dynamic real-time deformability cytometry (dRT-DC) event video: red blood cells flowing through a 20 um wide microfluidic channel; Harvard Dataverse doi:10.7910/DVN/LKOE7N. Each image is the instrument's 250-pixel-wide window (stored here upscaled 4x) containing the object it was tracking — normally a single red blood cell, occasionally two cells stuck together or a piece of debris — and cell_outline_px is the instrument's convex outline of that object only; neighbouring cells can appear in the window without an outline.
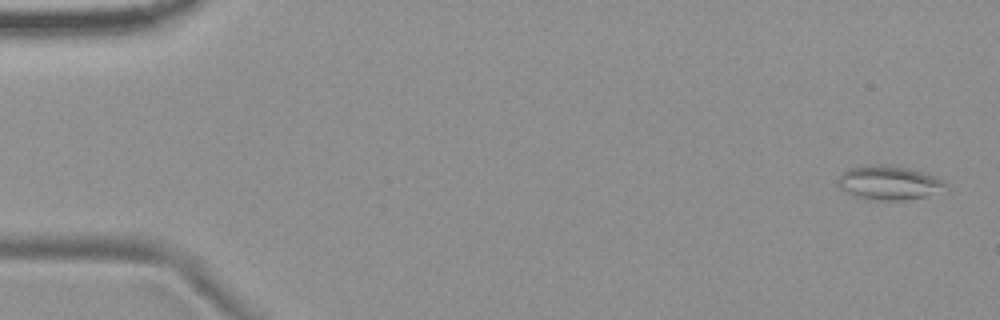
{"species": "common noctule bat (a hibernating species)", "species_latin": "Nyctalus noctula", "temperature_condition": "room temperature", "stored_images_in_passage": 55, "camera_frame_rate_fps": 3000, "um_per_image_px": 0.085, "animal": {"sex": "female", "body_mass_g": 19.9}, "frame": {"image": 1, "passage_image": 2, "time_ms": 0.333, "image_size_px": [1000, 320], "cell_outline_px": [[948, 188], [924, 196], [904, 200], [884, 200], [852, 196], [840, 188], [836, 184], [836, 180], [848, 168], [880, 164], [884, 164], [908, 168], [936, 176], [944, 180]], "centroid_in_image_um": [75.54, 15.53], "position_along_channel_um": 9.5, "area_um2": 21.21}}
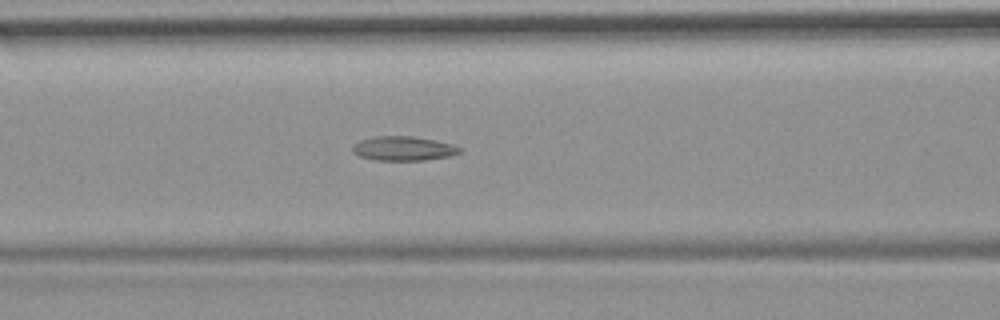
{"frame": {"image": 2, "passage_image": 23, "time_ms": 7.333, "image_size_px": [1000, 320], "cell_outline_px": [[460, 152], [452, 156], [424, 160], [376, 160], [360, 156], [352, 152], [352, 148], [360, 140], [376, 136], [412, 136], [436, 140], [452, 144], [460, 148]], "centroid_in_image_um": [34.31, 12.62], "position_along_channel_um": 132.3, "area_um2": 15.09}}
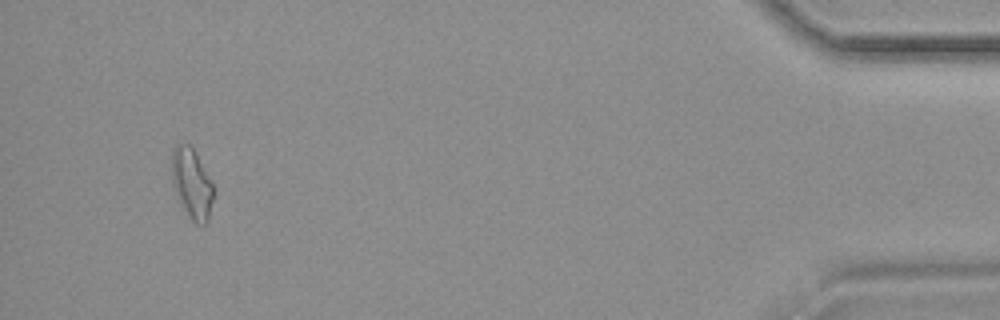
{"frame": {"image": 3, "passage_image": 52, "time_ms": 17.0, "image_size_px": [1000, 320], "cell_outline_px": [[216, 196], [208, 220], [204, 224], [196, 224], [192, 220], [184, 208], [172, 184], [172, 148], [176, 144], [188, 144], [192, 148], [212, 184]], "centroid_in_image_um": [16.32, 15.63], "position_along_channel_um": 418.9, "area_um2": 16.76}, "authors_computed_cell_mechanics": {"area_um2": 15.4904, "velocity_mm_per_s": 3.701, "shape_relaxation_time_tau1_ms": null, "shape_relaxation_time_tau2_ms": 4.1149, "deformation_change_tau1": null, "deformation_change_tau2": 0.1077}}